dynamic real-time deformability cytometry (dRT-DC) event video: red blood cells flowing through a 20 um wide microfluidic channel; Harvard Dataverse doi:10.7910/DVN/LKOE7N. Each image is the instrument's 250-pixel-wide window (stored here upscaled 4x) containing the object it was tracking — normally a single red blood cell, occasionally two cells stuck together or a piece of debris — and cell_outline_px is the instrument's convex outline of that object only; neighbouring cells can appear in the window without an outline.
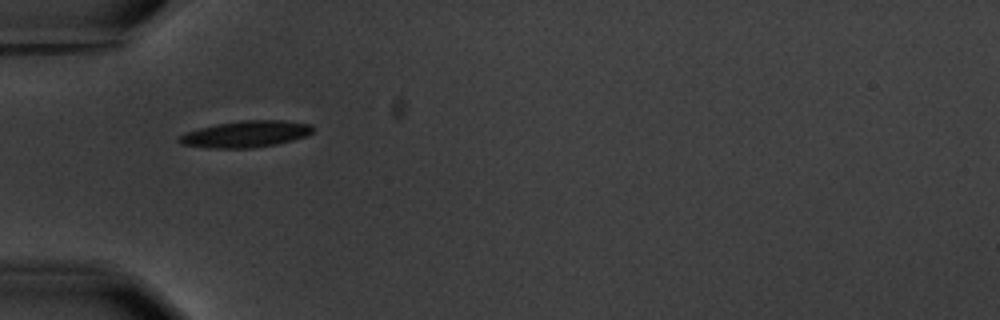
{"species": "common noctule bat (a hibernating species)", "species_latin": "Nyctalus noctula", "temperature_condition": "warm", "stored_images_in_passage": 3, "camera_frame_rate_fps": 3000, "um_per_image_px": 0.085, "animal": {"sex": "male", "body_mass_g": 20.1, "forearm_length_mm": 53.5}, "frame": {"image": 1, "passage_image": 2, "time_ms": 1.333, "image_size_px": [1000, 320], "cell_outline_px": [[312, 132], [304, 136], [292, 140], [276, 144], [252, 148], [208, 148], [180, 144], [176, 140], [176, 136], [184, 132], [216, 124], [240, 120], [284, 120], [312, 124]], "centroid_in_image_um": [20.82, 11.39], "position_along_channel_um": 64.2, "area_um2": 20.81}}
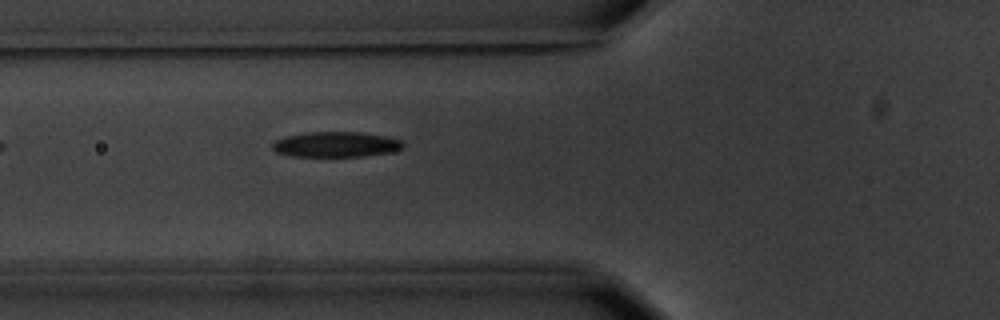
{"frame": {"image": 2, "passage_image": 3, "time_ms": 2.333, "image_size_px": [1000, 320], "cell_outline_px": [[404, 148], [392, 152], [364, 156], [292, 156], [276, 152], [272, 148], [272, 144], [276, 140], [284, 136], [304, 132], [364, 132], [388, 136], [400, 140], [404, 144]], "centroid_in_image_um": [28.58, 12.26], "position_along_channel_um": 97.2, "area_um2": 19.48}}